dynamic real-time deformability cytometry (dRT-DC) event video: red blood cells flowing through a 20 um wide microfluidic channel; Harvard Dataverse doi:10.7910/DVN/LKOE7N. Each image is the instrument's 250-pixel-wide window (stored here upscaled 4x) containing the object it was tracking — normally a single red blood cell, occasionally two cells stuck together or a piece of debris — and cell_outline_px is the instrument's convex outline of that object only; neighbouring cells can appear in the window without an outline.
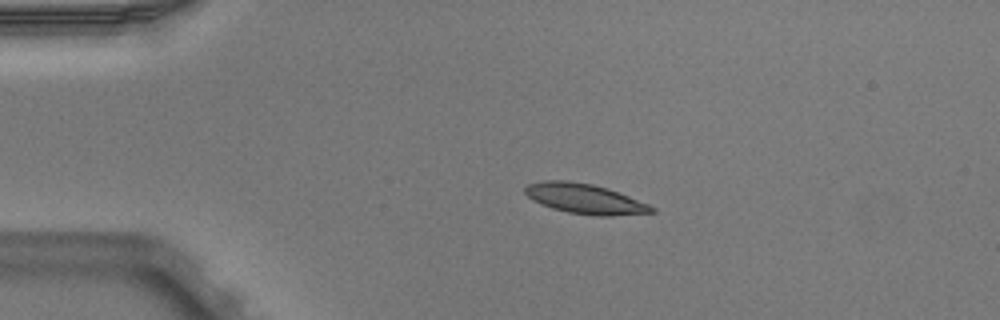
{"species": "Egyptian fruit bat (a non-hibernating species)", "species_latin": "Rousettus aegyptiacus", "temperature_condition": "warm", "stored_images_in_passage": 4, "camera_frame_rate_fps": 3000, "um_per_image_px": 0.085, "animal": {"sex": "male"}, "frame": {"image": 1, "passage_image": 4, "time_ms": 1.0, "image_size_px": [1000, 320], "cell_outline_px": [[656, 212], [612, 216], [596, 216], [568, 212], [552, 208], [540, 204], [532, 200], [524, 192], [524, 188], [528, 184], [544, 180], [568, 180], [592, 184], [608, 188], [648, 204], [656, 208]], "centroid_in_image_um": [49.7, 16.89], "position_along_channel_um": 35.3, "area_um2": 22.2}}